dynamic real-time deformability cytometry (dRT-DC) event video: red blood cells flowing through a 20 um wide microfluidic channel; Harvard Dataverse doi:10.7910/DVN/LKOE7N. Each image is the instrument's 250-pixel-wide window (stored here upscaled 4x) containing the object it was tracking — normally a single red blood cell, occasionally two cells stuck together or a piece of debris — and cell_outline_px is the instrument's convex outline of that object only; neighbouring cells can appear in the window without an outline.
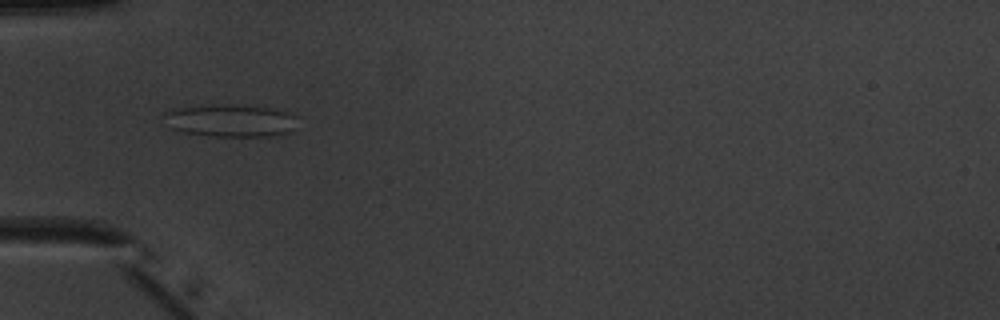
{"species": "common noctule bat (a hibernating species)", "species_latin": "Nyctalus noctula", "temperature_condition": "warm", "stored_images_in_passage": 38, "camera_frame_rate_fps": 3000, "um_per_image_px": 0.085, "animal": {"sex": "male", "body_mass_g": 20.1, "forearm_length_mm": 53.5}, "frame": {"image": 1, "passage_image": 9, "time_ms": 2.667, "image_size_px": [1000, 320], "cell_outline_px": [[300, 116], [292, 128], [288, 132], [268, 136], [208, 136], [184, 132], [172, 128], [164, 116], [164, 112], [176, 108], [216, 104], [240, 104], [276, 108]], "centroid_in_image_um": [19.65, 10.22], "position_along_channel_um": 65.4, "area_um2": 25.49}}
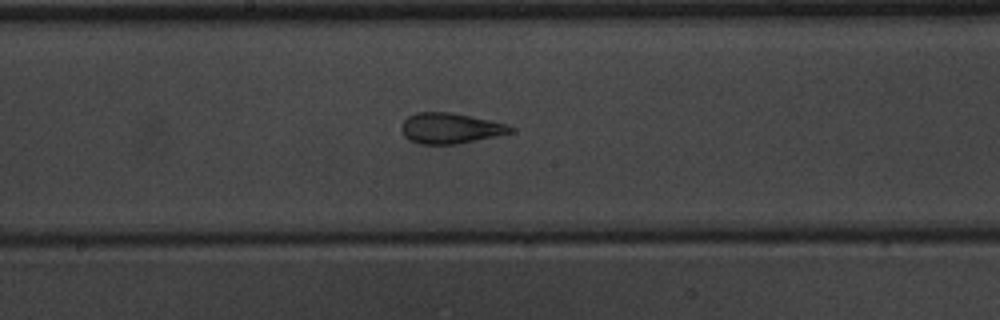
{"frame": {"image": 2, "passage_image": 20, "time_ms": 6.333, "image_size_px": [1000, 320], "cell_outline_px": [[516, 132], [460, 144], [420, 144], [408, 140], [404, 136], [400, 128], [400, 124], [408, 116], [416, 112], [452, 112], [492, 120], [508, 124], [516, 128]], "centroid_in_image_um": [38.31, 10.9], "position_along_channel_um": 209.9, "area_um2": 20.0}}
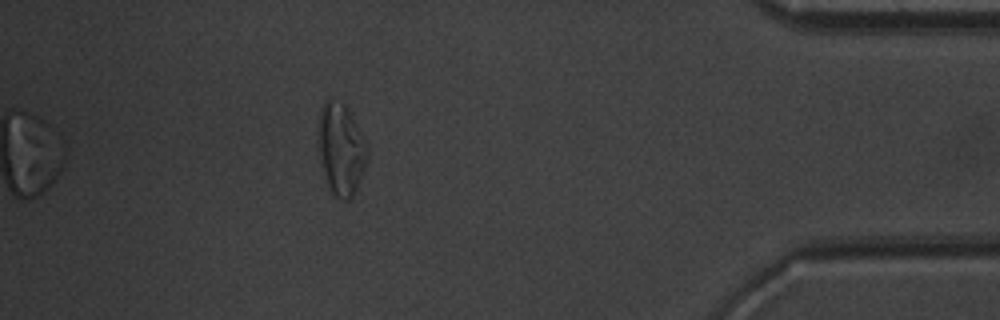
{"frame": {"image": 3, "passage_image": 38, "time_ms": 12.333, "image_size_px": [1000, 320], "cell_outline_px": [[368, 160], [360, 180], [352, 196], [348, 200], [344, 200], [336, 196], [328, 188], [324, 176], [316, 148], [316, 128], [320, 108], [324, 100], [328, 96], [344, 104], [348, 108], [368, 144]], "centroid_in_image_um": [28.94, 12.61], "position_along_channel_um": 406.3, "area_um2": 27.28}, "authors_computed_cell_mechanics": {"area_um2": 20.0566, "velocity_mm_per_s": 3.9671, "shape_relaxation_time_tau1_ms": null, "shape_relaxation_time_tau2_ms": 1.1599, "deformation_change_tau1": null, "deformation_change_tau2": 0.1028}}